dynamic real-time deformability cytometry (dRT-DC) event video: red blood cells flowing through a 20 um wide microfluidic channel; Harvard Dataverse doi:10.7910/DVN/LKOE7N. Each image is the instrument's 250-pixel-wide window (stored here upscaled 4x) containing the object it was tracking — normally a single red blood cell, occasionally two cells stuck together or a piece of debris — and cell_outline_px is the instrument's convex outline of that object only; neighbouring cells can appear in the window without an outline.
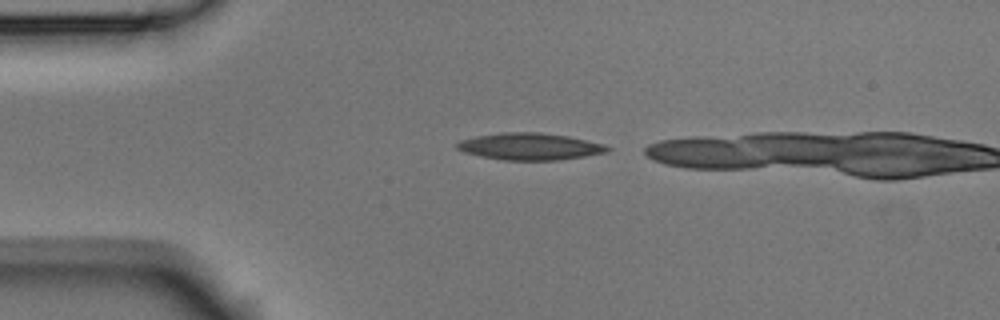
{"species": "Egyptian fruit bat (a non-hibernating species)", "species_latin": "Rousettus aegyptiacus", "temperature_condition": "room temperature", "stored_images_in_passage": 4, "camera_frame_rate_fps": 3000, "um_per_image_px": 0.085, "animal": {"sex": "male"}, "frame": {"image": 1, "passage_image": 4, "time_ms": 1.0, "image_size_px": [1000, 320], "cell_outline_px": [[612, 148], [608, 152], [584, 156], [556, 160], [504, 160], [480, 156], [464, 152], [456, 148], [456, 144], [460, 140], [476, 136], [500, 132], [540, 132], [568, 136], [604, 144]], "centroid_in_image_um": [45.03, 12.44], "position_along_channel_um": 40.0, "area_um2": 23.58}}